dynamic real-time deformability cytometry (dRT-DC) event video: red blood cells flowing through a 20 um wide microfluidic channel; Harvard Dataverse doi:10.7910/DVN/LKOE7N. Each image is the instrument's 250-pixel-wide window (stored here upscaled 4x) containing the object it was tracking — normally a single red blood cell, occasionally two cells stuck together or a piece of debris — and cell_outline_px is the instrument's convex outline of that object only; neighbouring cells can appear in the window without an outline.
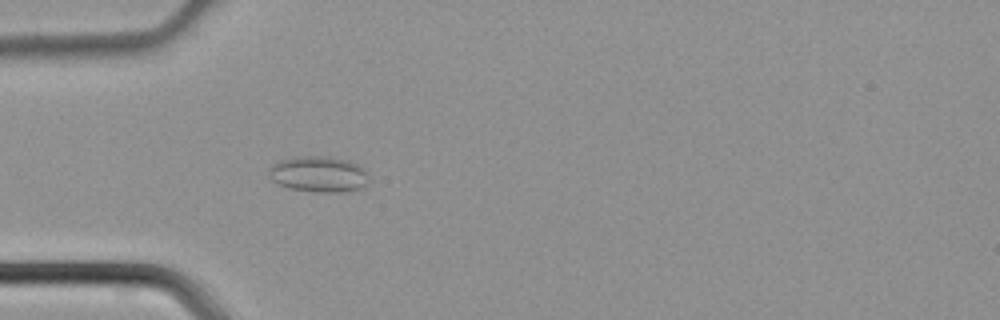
{"species": "common noctule bat (a hibernating species)", "species_latin": "Nyctalus noctula", "temperature_condition": "cold", "stored_images_in_passage": 36, "camera_frame_rate_fps": 3000, "um_per_image_px": 0.085, "animal": {"sex": "male", "body_mass_g": 21.5, "forearm_length_mm": 52.0}, "frame": {"image": 1, "passage_image": 5, "time_ms": 1.333, "image_size_px": [1000, 320], "cell_outline_px": [[368, 180], [360, 188], [348, 192], [316, 192], [288, 188], [276, 184], [272, 180], [268, 172], [272, 164], [280, 160], [296, 156], [328, 156], [348, 160], [360, 164], [364, 168], [368, 176]], "centroid_in_image_um": [27.08, 14.8], "position_along_channel_um": 57.9, "area_um2": 21.21}}
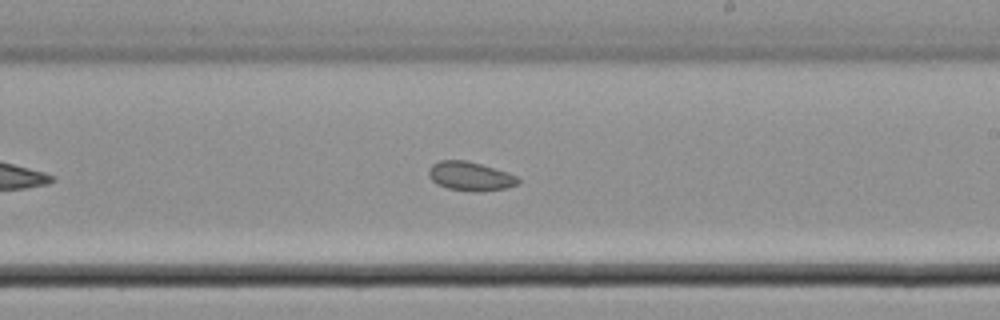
{"frame": {"image": 2, "passage_image": 18, "time_ms": 5.667, "image_size_px": [1000, 320], "cell_outline_px": [[520, 184], [508, 188], [476, 192], [472, 192], [448, 188], [436, 184], [428, 176], [428, 172], [432, 164], [440, 160], [464, 160], [480, 164], [508, 172], [516, 176], [520, 180]], "centroid_in_image_um": [39.98, 14.99], "position_along_channel_um": 249.0, "area_um2": 15.2}}
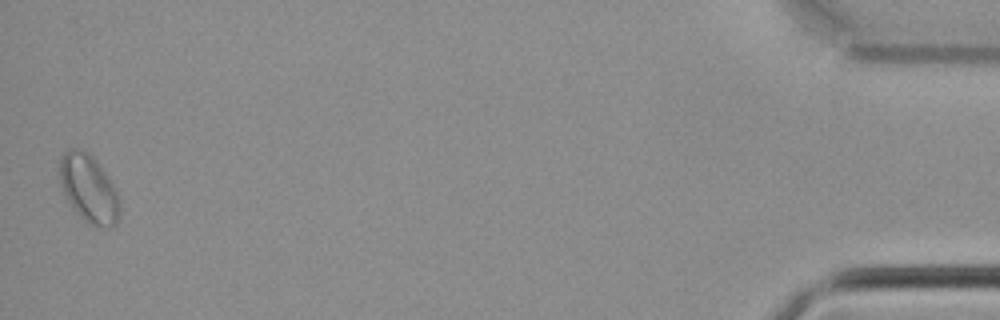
{"frame": {"image": 3, "passage_image": 36, "time_ms": 11.667, "image_size_px": [1000, 320], "cell_outline_px": [[120, 212], [116, 224], [112, 228], [108, 228], [88, 224], [76, 212], [68, 200], [60, 184], [60, 156], [68, 148], [80, 148], [88, 152], [100, 164], [108, 176], [120, 196]], "centroid_in_image_um": [7.57, 16.02], "position_along_channel_um": 427.6, "area_um2": 24.04}}